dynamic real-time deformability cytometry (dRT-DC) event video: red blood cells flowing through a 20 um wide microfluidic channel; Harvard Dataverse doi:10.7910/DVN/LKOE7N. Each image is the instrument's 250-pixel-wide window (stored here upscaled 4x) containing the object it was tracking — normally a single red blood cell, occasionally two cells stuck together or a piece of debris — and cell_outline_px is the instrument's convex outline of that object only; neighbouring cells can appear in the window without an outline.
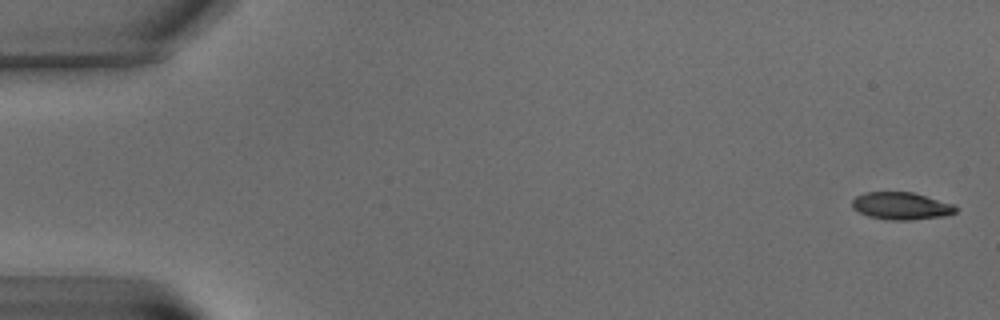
{"species": "common noctule bat (a hibernating species)", "species_latin": "Nyctalus noctula", "temperature_condition": "warm", "stored_images_in_passage": 9, "camera_frame_rate_fps": 3000, "um_per_image_px": 0.085, "animal": {"sex": "male", "body_mass_g": 15.6}, "frame": {"image": 1, "passage_image": 1, "time_ms": 0.0, "image_size_px": [1000, 320], "cell_outline_px": [[960, 208], [956, 212], [944, 216], [912, 220], [888, 220], [868, 216], [852, 208], [852, 200], [856, 196], [864, 192], [912, 192], [956, 204]], "centroid_in_image_um": [76.64, 17.5], "position_along_channel_um": 8.4, "area_um2": 16.76}}
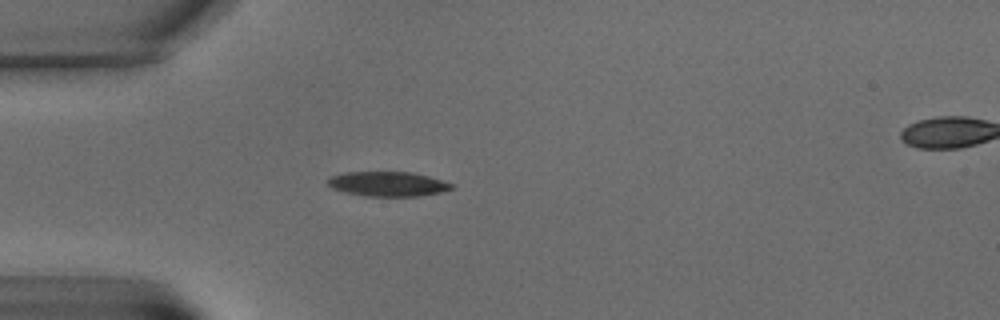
{"frame": {"image": 2, "passage_image": 6, "time_ms": 6.333, "image_size_px": [1000, 320], "cell_outline_px": [[456, 188], [440, 192], [420, 196], [368, 196], [344, 192], [332, 188], [328, 184], [328, 180], [332, 176], [344, 172], [412, 172], [428, 176], [452, 184]], "centroid_in_image_um": [32.97, 15.63], "position_along_channel_um": 52.0, "area_um2": 17.69}}
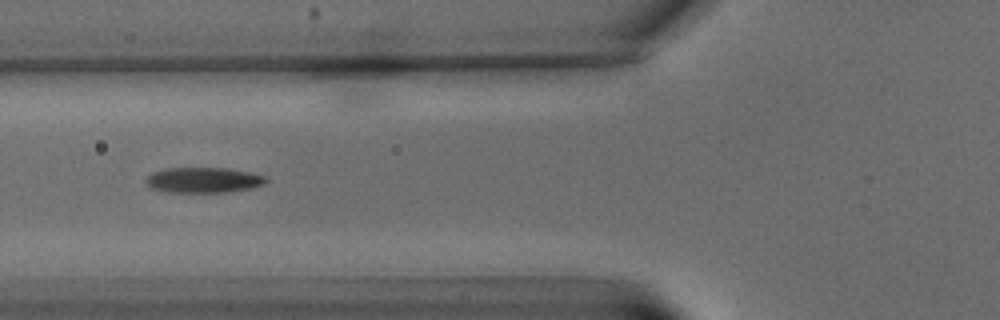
{"frame": {"image": 3, "passage_image": 8, "time_ms": 8.667, "image_size_px": [1000, 320], "cell_outline_px": [[268, 180], [264, 184], [252, 188], [224, 192], [168, 192], [152, 188], [144, 180], [152, 172], [164, 168], [228, 168], [248, 172], [264, 176]], "centroid_in_image_um": [17.28, 15.3], "position_along_channel_um": 108.5, "area_um2": 17.69}}